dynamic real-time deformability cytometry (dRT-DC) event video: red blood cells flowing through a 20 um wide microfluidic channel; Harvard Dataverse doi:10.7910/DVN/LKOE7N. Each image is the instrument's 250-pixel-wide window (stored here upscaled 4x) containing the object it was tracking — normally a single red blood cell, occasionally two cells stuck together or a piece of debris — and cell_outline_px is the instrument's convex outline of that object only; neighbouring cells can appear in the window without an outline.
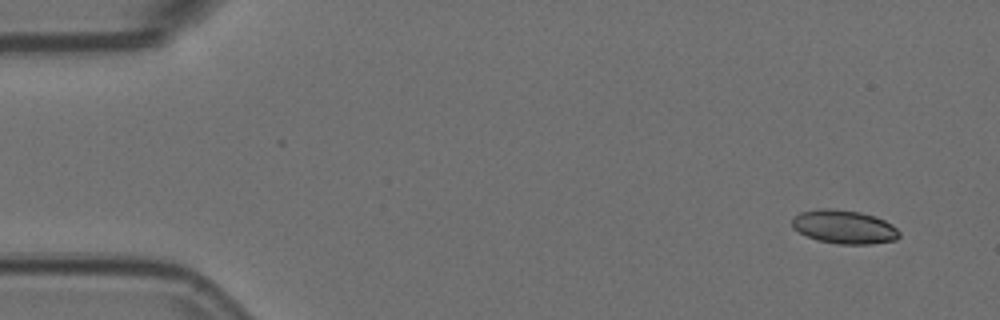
{"species": "Egyptian fruit bat (a non-hibernating species)", "species_latin": "Rousettus aegyptiacus", "temperature_condition": "room temperature", "stored_images_in_passage": 5, "camera_frame_rate_fps": 3000, "um_per_image_px": 0.085, "animal": {"sex": "female"}, "frame": {"image": 1, "passage_image": 1, "time_ms": 0.0, "image_size_px": [1000, 320], "cell_outline_px": [[900, 236], [896, 240], [872, 244], [836, 244], [816, 240], [792, 228], [792, 216], [800, 212], [816, 208], [832, 208], [860, 212], [876, 216], [892, 224], [900, 232]], "centroid_in_image_um": [71.74, 19.28], "position_along_channel_um": 13.3, "area_um2": 21.33}}